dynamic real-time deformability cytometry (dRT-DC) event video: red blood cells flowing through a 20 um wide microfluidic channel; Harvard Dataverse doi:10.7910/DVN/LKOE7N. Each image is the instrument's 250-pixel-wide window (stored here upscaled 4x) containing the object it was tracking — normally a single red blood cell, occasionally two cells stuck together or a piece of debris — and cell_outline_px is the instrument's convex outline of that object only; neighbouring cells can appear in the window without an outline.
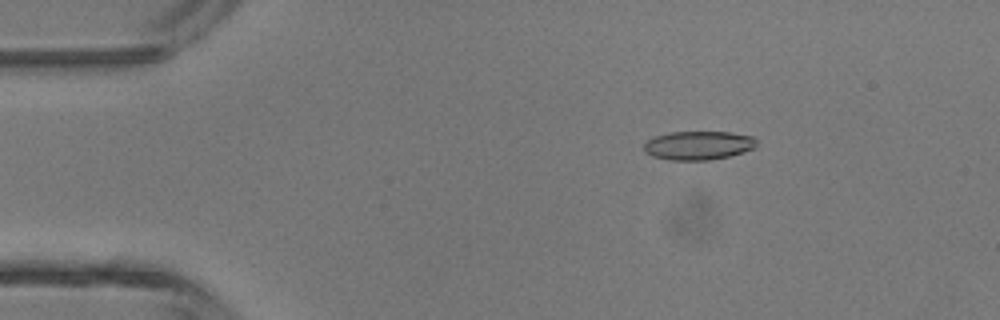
{"species": "common noctule bat (a hibernating species)", "species_latin": "Nyctalus noctula", "temperature_condition": "room temperature", "stored_images_in_passage": 5, "camera_frame_rate_fps": 3000, "um_per_image_px": 0.085, "animal": {"sex": "male", "body_mass_g": 13.3}, "frame": {"image": 1, "passage_image": 3, "time_ms": 0.667, "image_size_px": [1000, 320], "cell_outline_px": [[756, 144], [752, 148], [744, 152], [728, 156], [708, 160], [668, 160], [652, 156], [644, 152], [644, 144], [648, 140], [656, 136], [668, 132], [728, 132], [752, 136], [756, 140]], "centroid_in_image_um": [59.32, 12.36], "position_along_channel_um": 25.7, "area_um2": 18.79}}